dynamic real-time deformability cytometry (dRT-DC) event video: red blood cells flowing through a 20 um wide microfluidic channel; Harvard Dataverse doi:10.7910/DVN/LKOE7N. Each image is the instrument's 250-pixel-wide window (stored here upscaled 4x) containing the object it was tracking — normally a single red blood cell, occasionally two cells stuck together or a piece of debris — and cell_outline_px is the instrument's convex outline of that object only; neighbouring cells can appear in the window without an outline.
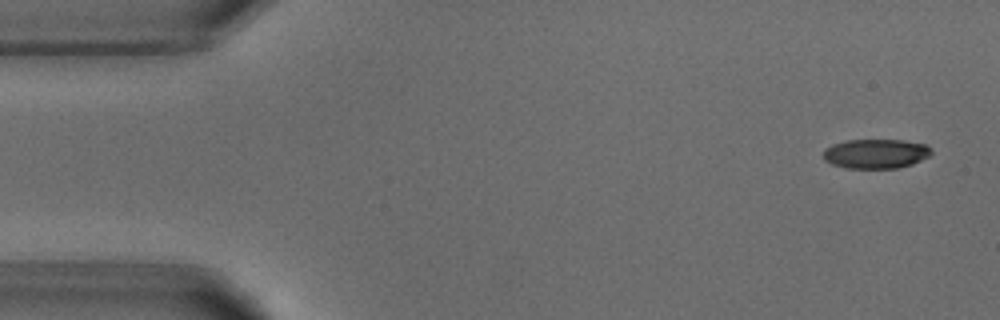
{"species": "common noctule bat (a hibernating species)", "species_latin": "Nyctalus noctula", "temperature_condition": "warm", "stored_images_in_passage": 4, "camera_frame_rate_fps": 3000, "um_per_image_px": 0.085, "animal": {"sex": "male", "body_mass_g": 18.8}, "frame": {"image": 1, "passage_image": 1, "time_ms": 0.0, "image_size_px": [1000, 320], "cell_outline_px": [[932, 152], [928, 156], [912, 164], [896, 168], [844, 168], [832, 164], [824, 160], [824, 148], [832, 144], [848, 140], [900, 140], [924, 144]], "centroid_in_image_um": [74.39, 13.07], "position_along_channel_um": 10.6, "area_um2": 18.38}}
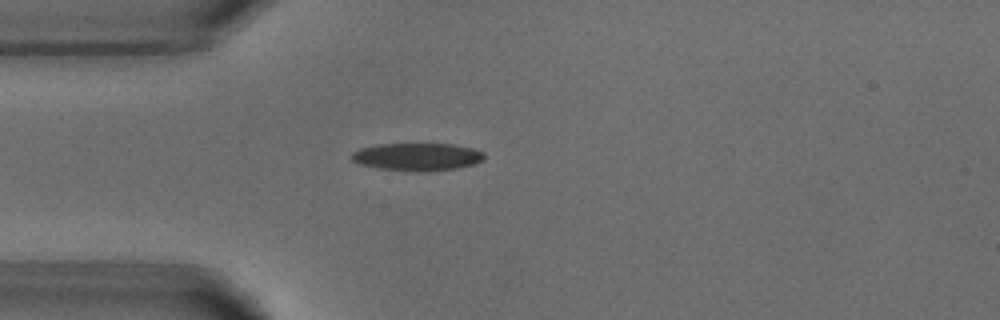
{"frame": {"image": 2, "passage_image": 4, "time_ms": 3.667, "image_size_px": [1000, 320], "cell_outline_px": [[484, 160], [472, 164], [456, 168], [428, 172], [416, 172], [380, 168], [360, 164], [352, 160], [352, 152], [360, 148], [380, 144], [452, 144], [472, 148], [484, 152]], "centroid_in_image_um": [35.48, 13.33], "position_along_channel_um": 49.5, "area_um2": 21.33}}